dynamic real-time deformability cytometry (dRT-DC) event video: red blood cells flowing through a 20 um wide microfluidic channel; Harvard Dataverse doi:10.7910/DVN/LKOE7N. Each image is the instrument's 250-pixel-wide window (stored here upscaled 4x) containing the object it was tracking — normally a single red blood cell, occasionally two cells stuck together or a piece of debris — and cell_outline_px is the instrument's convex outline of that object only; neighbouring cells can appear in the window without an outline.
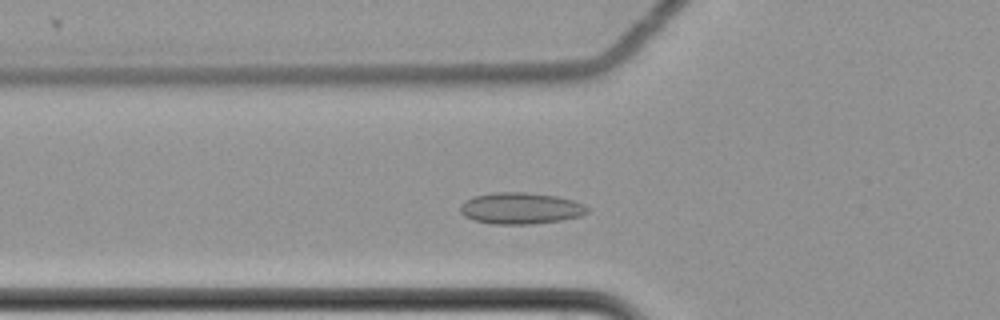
{"species": "common noctule bat (a hibernating species)", "species_latin": "Nyctalus noctula", "temperature_condition": "cold", "stored_images_in_passage": 52, "camera_frame_rate_fps": 3000, "um_per_image_px": 0.085, "animal": {"sex": "female", "body_mass_g": 22.7, "forearm_length_mm": 54.2}, "frame": {"image": 1, "passage_image": 14, "time_ms": 4.333, "image_size_px": [1000, 320], "cell_outline_px": [[588, 212], [580, 216], [560, 220], [532, 224], [492, 224], [476, 220], [464, 216], [460, 212], [460, 204], [464, 200], [476, 196], [496, 192], [524, 192], [556, 196], [572, 200], [584, 204], [588, 208]], "centroid_in_image_um": [44.24, 17.7], "position_along_channel_um": 81.6, "area_um2": 23.18}}
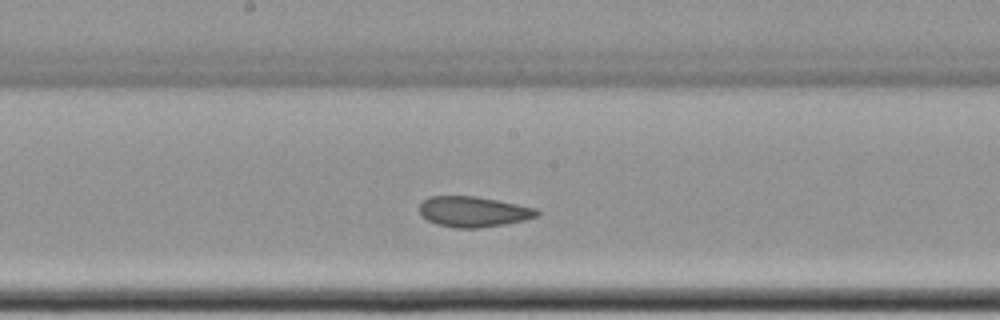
{"frame": {"image": 2, "passage_image": 25, "time_ms": 8.0, "image_size_px": [1000, 320], "cell_outline_px": [[540, 212], [536, 216], [524, 220], [504, 224], [476, 228], [456, 228], [436, 224], [420, 216], [420, 204], [428, 196], [476, 196], [536, 208]], "centroid_in_image_um": [40.2, 17.99], "position_along_channel_um": 208.0, "area_um2": 20.75}}
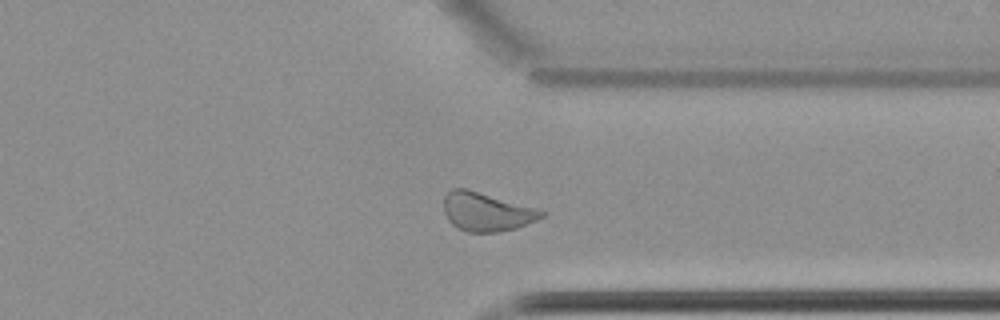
{"frame": {"image": 3, "passage_image": 39, "time_ms": 12.667, "image_size_px": [1000, 320], "cell_outline_px": [[548, 212], [544, 216], [536, 220], [516, 228], [500, 232], [468, 232], [456, 228], [448, 220], [444, 212], [444, 196], [452, 188], [468, 188], [536, 208]], "centroid_in_image_um": [41.34, 18.0], "position_along_channel_um": 370.1, "area_um2": 22.2}, "authors_computed_cell_mechanics": {"area_um2": 22.3686, "velocity_mm_per_s": 3.4653, "shape_relaxation_time_tau1_ms": null, "shape_relaxation_time_tau2_ms": 2.5633, "deformation_change_tau1": null, "deformation_change_tau2": 0.0713}}